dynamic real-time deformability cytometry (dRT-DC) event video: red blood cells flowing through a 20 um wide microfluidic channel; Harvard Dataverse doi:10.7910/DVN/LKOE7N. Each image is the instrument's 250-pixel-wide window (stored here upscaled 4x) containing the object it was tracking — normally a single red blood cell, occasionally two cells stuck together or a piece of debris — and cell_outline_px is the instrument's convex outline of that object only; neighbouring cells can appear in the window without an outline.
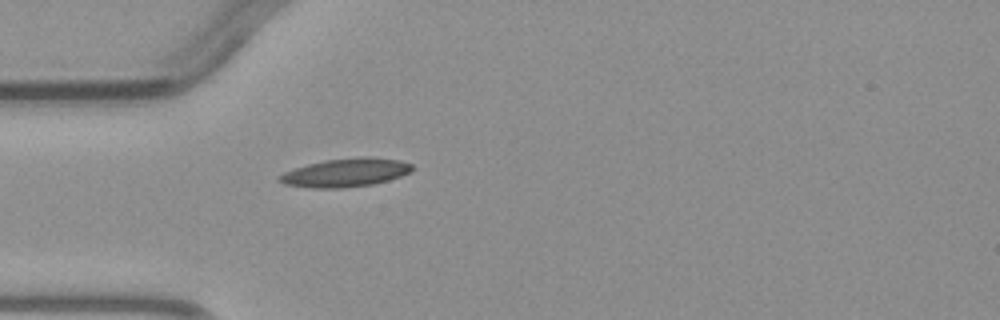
{"species": "common noctule bat (a hibernating species)", "species_latin": "Nyctalus noctula", "temperature_condition": "warm", "stored_images_in_passage": 2, "camera_frame_rate_fps": 3000, "um_per_image_px": 0.085, "animal": {"sex": "male", "body_mass_g": 23.1, "forearm_length_mm": 52.7}, "frame": {"image": 1, "passage_image": 2, "time_ms": 1.333, "image_size_px": [1000, 320], "cell_outline_px": [[412, 172], [388, 180], [372, 184], [340, 188], [312, 188], [284, 184], [276, 180], [276, 176], [284, 172], [308, 164], [324, 160], [360, 156], [368, 156], [400, 160], [412, 164]], "centroid_in_image_um": [29.36, 14.66], "position_along_channel_um": 55.6, "area_um2": 22.14}}